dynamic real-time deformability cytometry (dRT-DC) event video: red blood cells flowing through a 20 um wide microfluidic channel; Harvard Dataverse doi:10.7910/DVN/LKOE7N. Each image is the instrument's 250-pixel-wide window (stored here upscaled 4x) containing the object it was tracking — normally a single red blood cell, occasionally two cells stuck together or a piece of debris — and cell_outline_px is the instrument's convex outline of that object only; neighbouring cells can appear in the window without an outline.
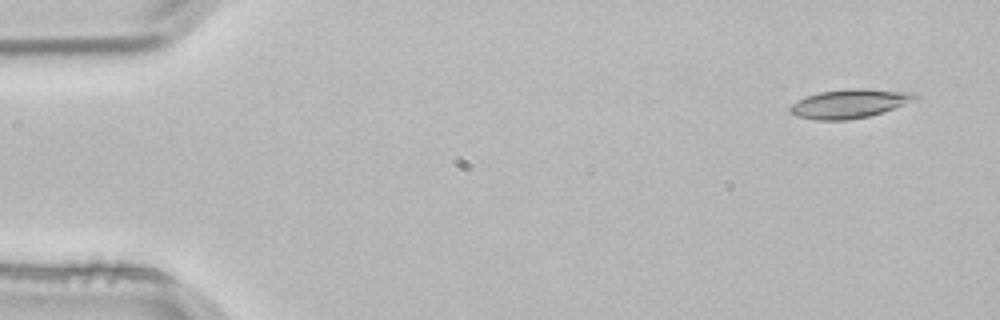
{"species": "common noctule bat (a hibernating species)", "species_latin": "Nyctalus noctula", "temperature_condition": "room temperature", "stored_images_in_passage": 4, "camera_frame_rate_fps": 3000, "um_per_image_px": 0.085, "animal": {"sex": "male", "body_mass_g": 21.5, "forearm_length_mm": 52.0}, "frame": {"image": 1, "passage_image": 1, "time_ms": 0.0, "image_size_px": [1000, 320], "cell_outline_px": [[920, 96], [916, 100], [868, 116], [844, 120], [816, 120], [796, 116], [788, 112], [788, 108], [796, 100], [804, 96], [820, 92], [848, 88], [864, 88], [916, 92]], "centroid_in_image_um": [72.18, 8.79], "position_along_channel_um": 12.8, "area_um2": 21.21}}
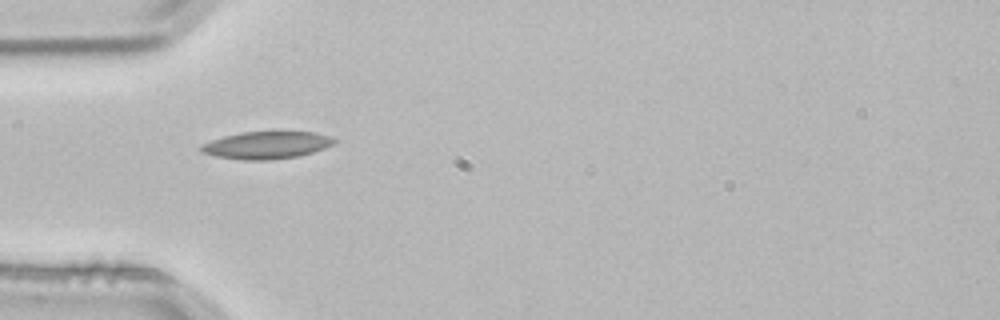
{"frame": {"image": 2, "passage_image": 3, "time_ms": 0.667, "image_size_px": [1000, 320], "cell_outline_px": [[336, 140], [332, 144], [324, 148], [300, 156], [272, 160], [240, 160], [216, 156], [200, 152], [200, 144], [224, 136], [240, 132], [312, 132], [328, 136]], "centroid_in_image_um": [22.6, 12.35], "position_along_channel_um": 62.4, "area_um2": 21.15}}